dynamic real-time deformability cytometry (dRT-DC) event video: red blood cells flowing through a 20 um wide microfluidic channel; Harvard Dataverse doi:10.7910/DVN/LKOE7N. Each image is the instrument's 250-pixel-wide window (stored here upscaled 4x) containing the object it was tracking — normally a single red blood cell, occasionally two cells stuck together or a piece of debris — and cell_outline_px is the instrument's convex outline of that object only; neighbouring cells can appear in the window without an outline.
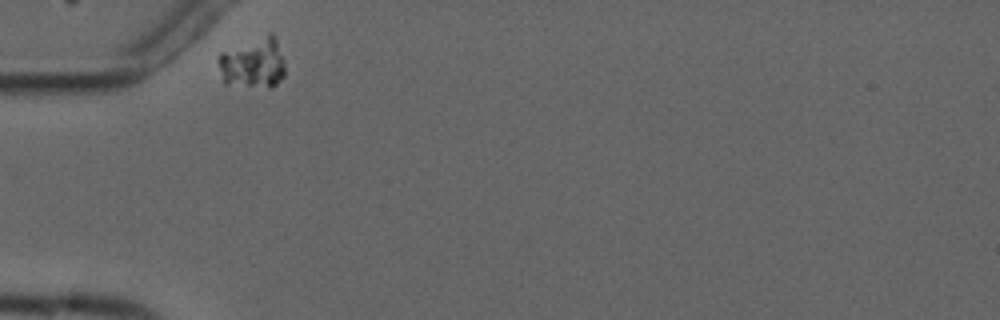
{"species": "common noctule bat (a hibernating species)", "species_latin": "Nyctalus noctula", "temperature_condition": "cold", "stored_images_in_passage": 8, "camera_frame_rate_fps": 3000, "um_per_image_px": 0.085, "animal": {"sex": "male", "forearm_length_mm": 52.5}, "frame": {"image": 1, "passage_image": 1, "time_ms": 0.0, "image_size_px": [1000, 320], "cell_outline_px": [[284, 76], [272, 88], [268, 88], [224, 84], [220, 68], [220, 52], [268, 32], [272, 32], [276, 40], [284, 60]], "centroid_in_image_um": [21.54, 5.35], "position_along_channel_um": 63.5, "area_um2": 19.77}}
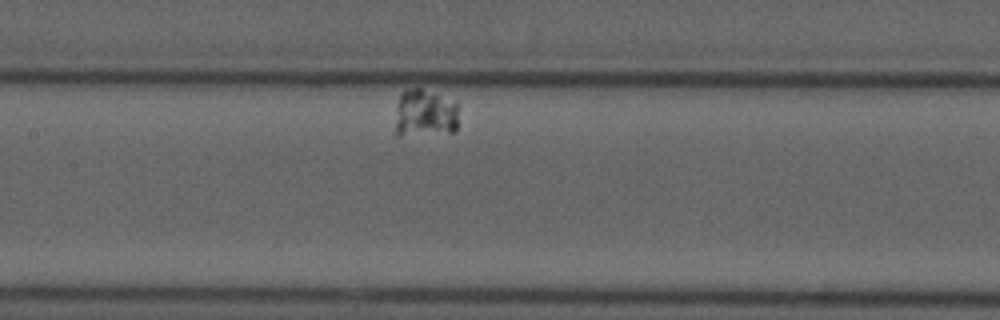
{"frame": {"image": 2, "passage_image": 4, "time_ms": 4.333, "image_size_px": [1000, 320], "cell_outline_px": [[456, 132], [400, 136], [396, 136], [396, 104], [400, 92], [404, 88], [420, 88], [456, 100]], "centroid_in_image_um": [36.08, 9.61], "position_along_channel_um": 171.3, "area_um2": 18.09}}
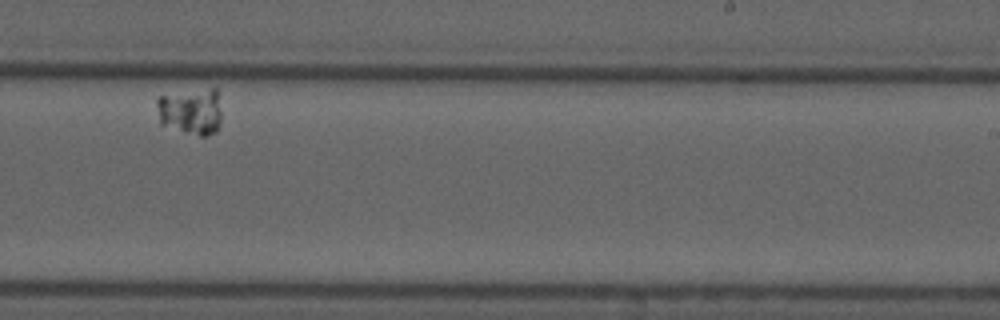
{"frame": {"image": 3, "passage_image": 7, "time_ms": 8.0, "image_size_px": [1000, 320], "cell_outline_px": [[220, 120], [216, 132], [208, 136], [200, 136], [184, 132], [160, 124], [156, 104], [156, 100], [160, 96], [212, 88], [216, 88], [220, 112]], "centroid_in_image_um": [16.21, 9.49], "position_along_channel_um": 272.8, "area_um2": 17.4}}